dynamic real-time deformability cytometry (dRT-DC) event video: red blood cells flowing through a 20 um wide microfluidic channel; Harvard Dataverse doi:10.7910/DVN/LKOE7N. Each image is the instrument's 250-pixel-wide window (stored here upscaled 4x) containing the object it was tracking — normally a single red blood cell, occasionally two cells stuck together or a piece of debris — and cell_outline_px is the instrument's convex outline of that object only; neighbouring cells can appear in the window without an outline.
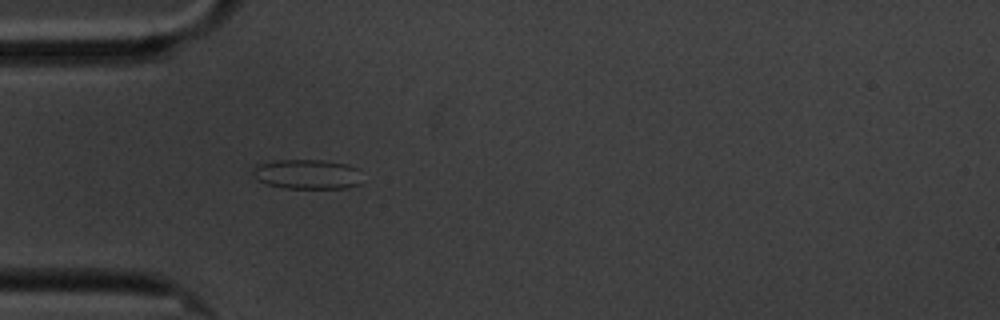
{"species": "common noctule bat (a hibernating species)", "species_latin": "Nyctalus noctula", "temperature_condition": "cold", "stored_images_in_passage": 1, "camera_frame_rate_fps": 3000, "um_per_image_px": 0.085, "animal": {"sex": "male", "body_mass_g": 20.1, "forearm_length_mm": 53.5}, "frame": {"image": 1, "passage_image": 1, "time_ms": 0.0, "image_size_px": [1000, 320], "cell_outline_px": [[360, 184], [344, 188], [284, 188], [268, 184], [256, 180], [252, 172], [256, 164], [276, 160], [324, 160], [348, 164], [360, 168]], "centroid_in_image_um": [26.12, 14.8], "position_along_channel_um": 58.9, "area_um2": 19.13}}